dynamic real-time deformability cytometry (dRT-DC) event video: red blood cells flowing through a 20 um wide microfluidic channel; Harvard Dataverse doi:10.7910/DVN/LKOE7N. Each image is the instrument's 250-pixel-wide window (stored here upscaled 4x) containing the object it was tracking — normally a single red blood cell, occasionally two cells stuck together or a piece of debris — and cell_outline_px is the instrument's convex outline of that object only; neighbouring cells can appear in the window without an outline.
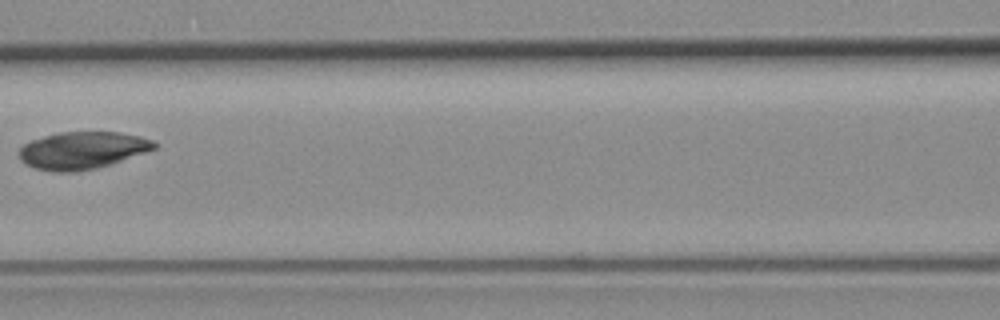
{"species": "common noctule bat (a hibernating species)", "species_latin": "Nyctalus noctula", "temperature_condition": "room temperature", "stored_images_in_passage": 7, "camera_frame_rate_fps": 3000, "um_per_image_px": 0.085, "animal": {"sex": "female", "body_mass_g": 19.3, "forearm_length_mm": 54.1}, "frame": {"image": 1, "passage_image": 6, "time_ms": 7.0, "image_size_px": [1000, 320], "cell_outline_px": [[160, 144], [156, 148], [96, 168], [76, 172], [52, 172], [32, 168], [20, 160], [20, 148], [24, 144], [32, 140], [44, 136], [60, 132], [120, 132], [140, 136], [152, 140]], "centroid_in_image_um": [6.97, 12.78], "position_along_channel_um": 159.6, "area_um2": 29.25}}
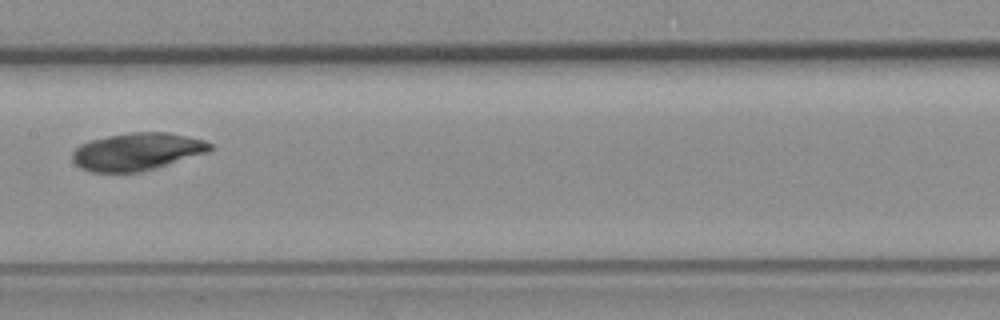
{"frame": {"image": 2, "passage_image": 7, "time_ms": 8.0, "image_size_px": [1000, 320], "cell_outline_px": [[216, 148], [208, 152], [156, 168], [140, 172], [92, 172], [80, 168], [72, 160], [72, 152], [80, 144], [92, 140], [108, 136], [132, 132], [168, 132], [204, 140], [212, 144]], "centroid_in_image_um": [11.66, 12.89], "position_along_channel_um": 195.7, "area_um2": 30.11}}